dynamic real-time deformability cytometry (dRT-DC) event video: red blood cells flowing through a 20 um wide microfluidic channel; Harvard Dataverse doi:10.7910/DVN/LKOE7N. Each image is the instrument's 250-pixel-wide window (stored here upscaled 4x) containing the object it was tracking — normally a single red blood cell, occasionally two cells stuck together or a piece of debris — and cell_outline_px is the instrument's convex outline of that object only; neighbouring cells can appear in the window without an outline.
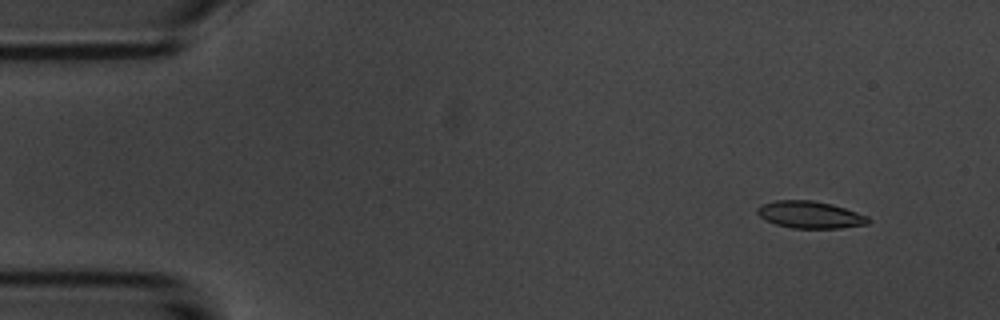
{"species": "common noctule bat (a hibernating species)", "species_latin": "Nyctalus noctula", "temperature_condition": "room temperature", "stored_images_in_passage": 4, "camera_frame_rate_fps": 3000, "um_per_image_px": 0.085, "animal": {"sex": "male", "body_mass_g": 20.1, "forearm_length_mm": 53.5}, "frame": {"image": 1, "passage_image": 1, "time_ms": 0.0, "image_size_px": [1000, 320], "cell_outline_px": [[872, 220], [868, 224], [840, 228], [792, 228], [776, 224], [764, 220], [756, 212], [756, 208], [760, 204], [776, 200], [812, 200], [832, 204], [868, 216]], "centroid_in_image_um": [68.83, 18.25], "position_along_channel_um": 16.2, "area_um2": 17.63}}
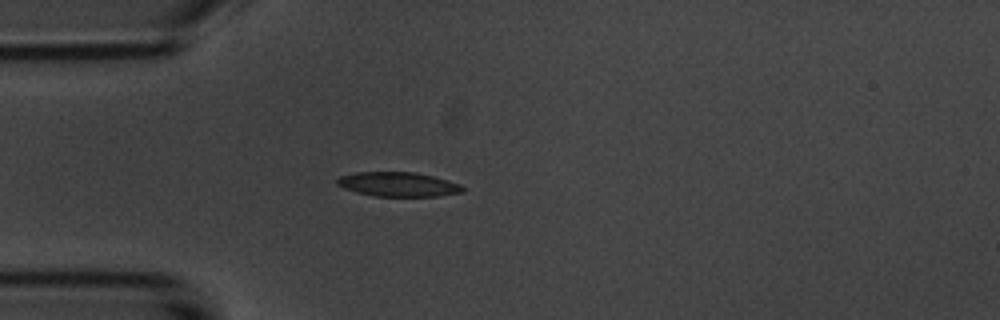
{"frame": {"image": 2, "passage_image": 4, "time_ms": 3.333, "image_size_px": [1000, 320], "cell_outline_px": [[464, 192], [440, 196], [376, 196], [356, 192], [344, 188], [336, 184], [336, 180], [340, 176], [356, 172], [416, 172], [432, 176], [460, 184], [464, 188]], "centroid_in_image_um": [33.84, 15.67], "position_along_channel_um": 51.2, "area_um2": 17.8}}